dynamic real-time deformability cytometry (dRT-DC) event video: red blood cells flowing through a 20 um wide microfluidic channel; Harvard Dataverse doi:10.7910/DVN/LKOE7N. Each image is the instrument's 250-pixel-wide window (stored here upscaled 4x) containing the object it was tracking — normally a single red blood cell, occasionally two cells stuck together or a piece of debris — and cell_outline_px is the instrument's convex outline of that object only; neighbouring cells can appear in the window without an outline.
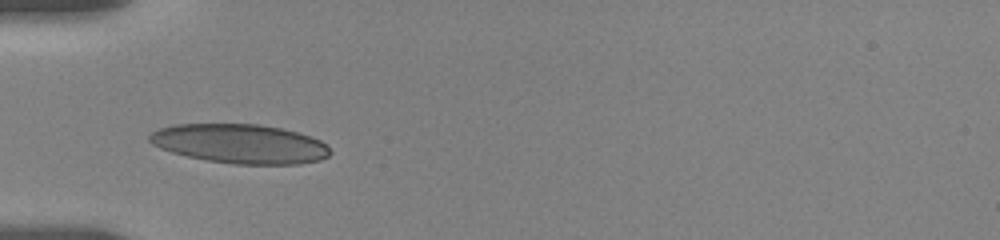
{"species": "human", "species_latin": "Homo sapiens", "temperature_condition": "room temperature", "stored_images_in_passage": 15, "camera_frame_rate_fps": 3000, "um_per_image_px": 0.085, "donor": {"sex": "female"}, "frame": {"image": 1, "passage_image": 1, "time_ms": 0.0, "image_size_px": [1000, 240], "cell_outline_px": [[332, 152], [328, 156], [320, 160], [300, 164], [236, 164], [208, 160], [188, 156], [172, 152], [160, 148], [152, 144], [148, 140], [148, 136], [152, 132], [160, 128], [172, 124], [260, 124], [280, 128], [312, 136], [328, 144]], "centroid_in_image_um": [20.43, 12.21], "position_along_channel_um": 64.6, "area_um2": 41.44}}
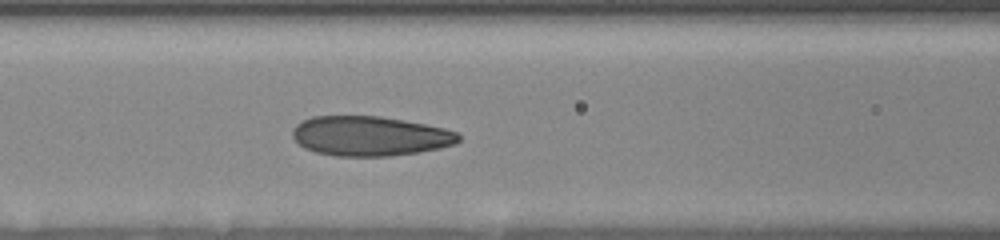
{"frame": {"image": 2, "passage_image": 10, "time_ms": 2.0, "image_size_px": [1000, 240], "cell_outline_px": [[460, 140], [456, 144], [440, 148], [416, 152], [388, 156], [332, 156], [316, 152], [304, 148], [292, 136], [292, 132], [296, 124], [312, 116], [380, 116], [404, 120], [444, 128], [456, 132], [460, 136]], "centroid_in_image_um": [31.43, 11.56], "position_along_channel_um": 135.2, "area_um2": 38.38}}
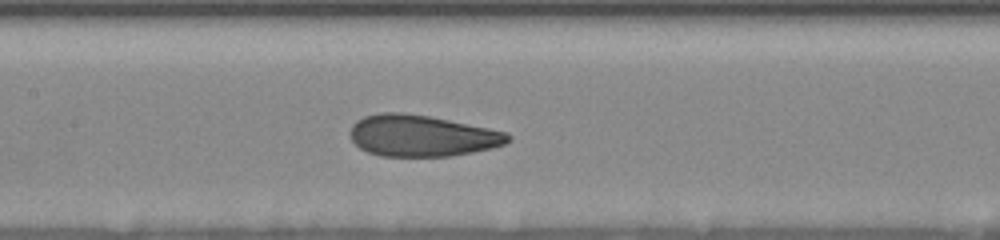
{"frame": {"image": 3, "passage_image": 14, "time_ms": 3.0, "image_size_px": [1000, 240], "cell_outline_px": [[512, 140], [504, 144], [492, 148], [452, 156], [380, 156], [368, 152], [360, 148], [352, 140], [348, 132], [352, 124], [356, 120], [364, 116], [384, 112], [400, 112], [428, 116], [508, 132], [512, 136]], "centroid_in_image_um": [35.84, 11.54], "position_along_channel_um": 171.6, "area_um2": 38.15}}